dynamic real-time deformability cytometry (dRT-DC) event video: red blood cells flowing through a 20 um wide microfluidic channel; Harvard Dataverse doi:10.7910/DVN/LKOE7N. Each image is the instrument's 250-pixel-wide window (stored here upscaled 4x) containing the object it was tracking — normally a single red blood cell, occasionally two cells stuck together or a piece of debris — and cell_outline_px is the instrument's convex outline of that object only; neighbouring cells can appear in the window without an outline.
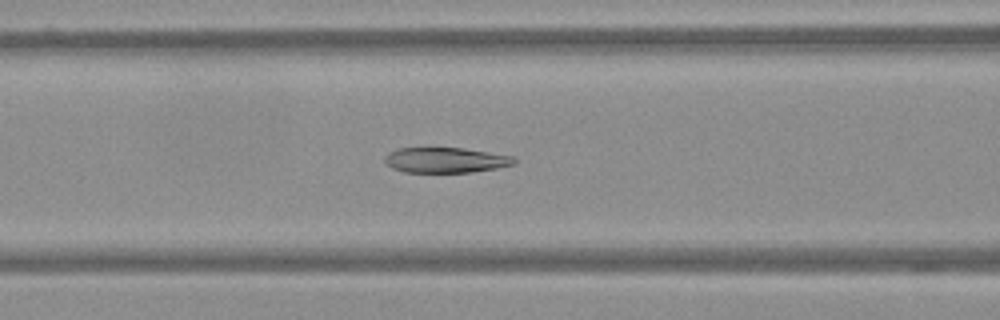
{"species": "Egyptian fruit bat (a non-hibernating species)", "species_latin": "Rousettus aegyptiacus", "temperature_condition": "warm", "stored_images_in_passage": 60, "camera_frame_rate_fps": 3000, "um_per_image_px": 0.085, "frame": {"image": 1, "passage_image": 26, "time_ms": 8.333, "image_size_px": [1000, 320], "cell_outline_px": [[516, 164], [496, 168], [472, 172], [404, 172], [392, 168], [384, 164], [384, 156], [388, 152], [396, 148], [464, 148], [512, 156], [516, 160]], "centroid_in_image_um": [37.82, 13.61], "position_along_channel_um": 128.8, "area_um2": 19.19}}
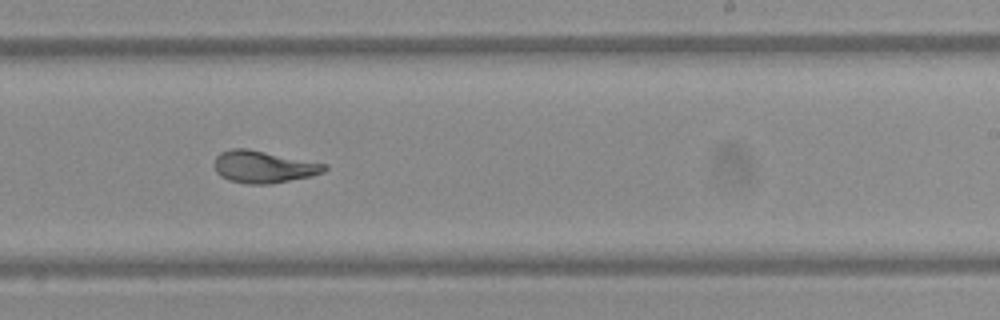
{"frame": {"image": 2, "passage_image": 38, "time_ms": 12.333, "image_size_px": [1000, 320], "cell_outline_px": [[328, 168], [324, 172], [312, 176], [272, 184], [248, 184], [228, 180], [220, 176], [216, 172], [212, 164], [216, 156], [220, 152], [232, 148], [248, 148], [328, 164]], "centroid_in_image_um": [22.39, 14.18], "position_along_channel_um": 266.6, "area_um2": 21.04}}
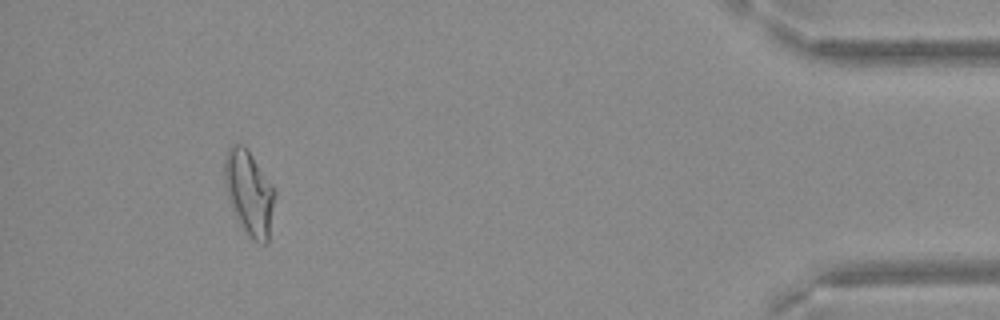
{"frame": {"image": 3, "passage_image": 56, "time_ms": 18.333, "image_size_px": [1000, 320], "cell_outline_px": [[276, 192], [268, 244], [264, 244], [256, 240], [240, 224], [232, 208], [224, 184], [224, 160], [228, 148], [232, 144], [244, 144], [248, 148], [276, 188]], "centroid_in_image_um": [21.2, 16.31], "position_along_channel_um": 414.0, "area_um2": 24.91}}